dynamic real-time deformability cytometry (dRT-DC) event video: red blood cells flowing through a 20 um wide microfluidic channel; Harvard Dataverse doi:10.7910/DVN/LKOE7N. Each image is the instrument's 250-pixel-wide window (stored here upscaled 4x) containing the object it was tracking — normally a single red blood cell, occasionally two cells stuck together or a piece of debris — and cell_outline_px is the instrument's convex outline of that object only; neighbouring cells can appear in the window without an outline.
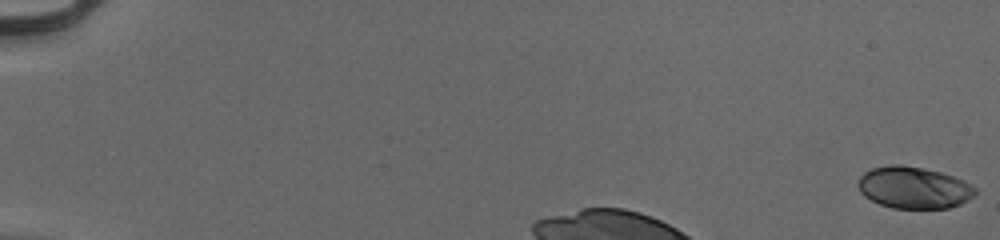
{"species": "human", "species_latin": "Homo sapiens", "temperature_condition": "cold", "stored_images_in_passage": 8, "camera_frame_rate_fps": 3000, "um_per_image_px": 0.085, "donor": {"sex": "male"}, "frame": {"image": 1, "passage_image": 1, "time_ms": 0.0, "image_size_px": [1000, 240], "cell_outline_px": [[976, 192], [968, 200], [960, 204], [948, 208], [892, 208], [880, 204], [864, 196], [860, 192], [856, 184], [860, 176], [864, 172], [872, 168], [888, 164], [900, 164], [924, 168], [940, 172], [952, 176], [976, 188]], "centroid_in_image_um": [77.61, 15.94], "position_along_channel_um": 7.4, "area_um2": 28.5}}